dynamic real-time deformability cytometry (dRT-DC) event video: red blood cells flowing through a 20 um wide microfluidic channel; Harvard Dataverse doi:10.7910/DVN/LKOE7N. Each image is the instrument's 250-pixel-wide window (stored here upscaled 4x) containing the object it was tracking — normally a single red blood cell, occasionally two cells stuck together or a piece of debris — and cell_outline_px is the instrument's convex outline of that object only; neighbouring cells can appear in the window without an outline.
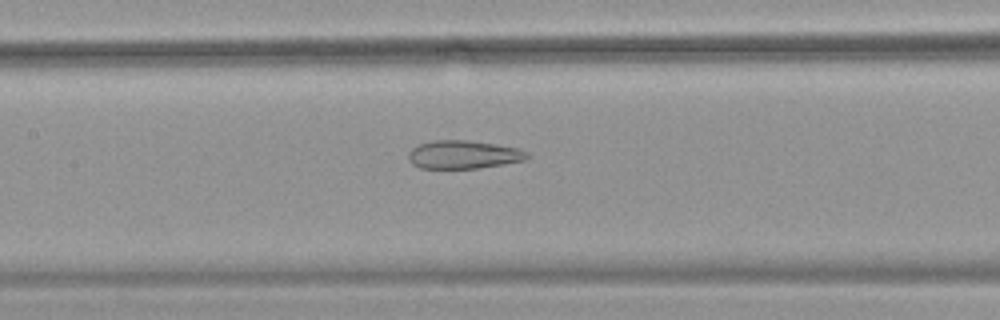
{"species": "common noctule bat (a hibernating species)", "species_latin": "Nyctalus noctula", "temperature_condition": "warm", "stored_images_in_passage": 47, "camera_frame_rate_fps": 3000, "um_per_image_px": 0.085, "animal": {"sex": "female", "body_mass_g": 18.4}, "frame": {"image": 1, "passage_image": 19, "time_ms": 6.0, "image_size_px": [1000, 320], "cell_outline_px": [[532, 156], [524, 160], [504, 164], [480, 168], [420, 168], [412, 164], [408, 160], [408, 152], [412, 148], [420, 144], [432, 140], [468, 140], [496, 144], [520, 148], [528, 152]], "centroid_in_image_um": [39.42, 13.14], "position_along_channel_um": 168.0, "area_um2": 19.77}}
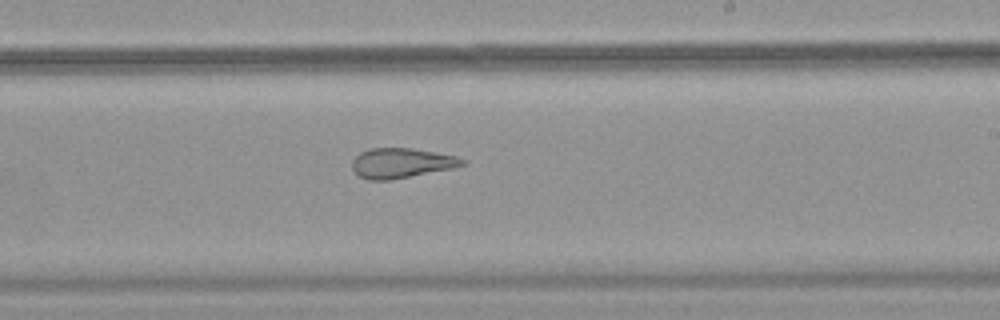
{"frame": {"image": 2, "passage_image": 26, "time_ms": 8.333, "image_size_px": [1000, 320], "cell_outline_px": [[468, 164], [456, 168], [388, 180], [368, 180], [360, 176], [352, 168], [352, 160], [360, 152], [372, 148], [412, 148], [456, 156], [464, 160]], "centroid_in_image_um": [34.14, 13.86], "position_along_channel_um": 254.9, "area_um2": 19.19}}
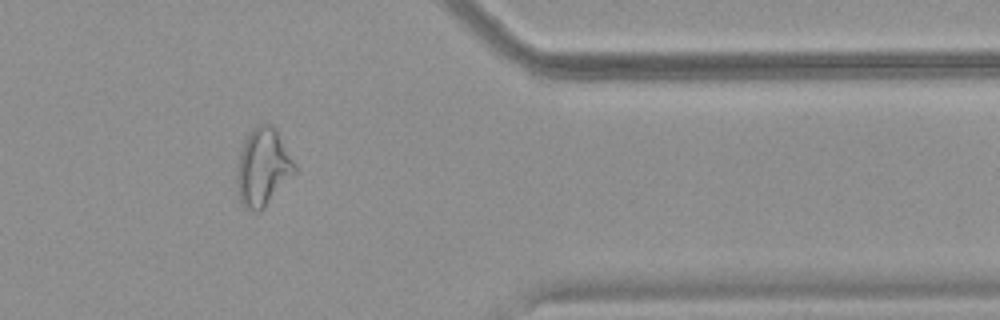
{"frame": {"image": 3, "passage_image": 38, "time_ms": 12.333, "image_size_px": [1000, 320], "cell_outline_px": [[296, 172], [264, 208], [256, 212], [248, 208], [240, 200], [236, 184], [236, 176], [240, 152], [244, 140], [248, 132], [256, 124], [272, 124], [276, 128], [296, 168]], "centroid_in_image_um": [22.33, 14.19], "position_along_channel_um": 389.1, "area_um2": 25.89}, "authors_computed_cell_mechanics": {"area_um2": 24.854, "velocity_mm_per_s": 3.7522, "shape_relaxation_time_tau1_ms": null, "shape_relaxation_time_tau2_ms": 2.4891, "deformation_change_tau1": null, "deformation_change_tau2": 0.1189}}